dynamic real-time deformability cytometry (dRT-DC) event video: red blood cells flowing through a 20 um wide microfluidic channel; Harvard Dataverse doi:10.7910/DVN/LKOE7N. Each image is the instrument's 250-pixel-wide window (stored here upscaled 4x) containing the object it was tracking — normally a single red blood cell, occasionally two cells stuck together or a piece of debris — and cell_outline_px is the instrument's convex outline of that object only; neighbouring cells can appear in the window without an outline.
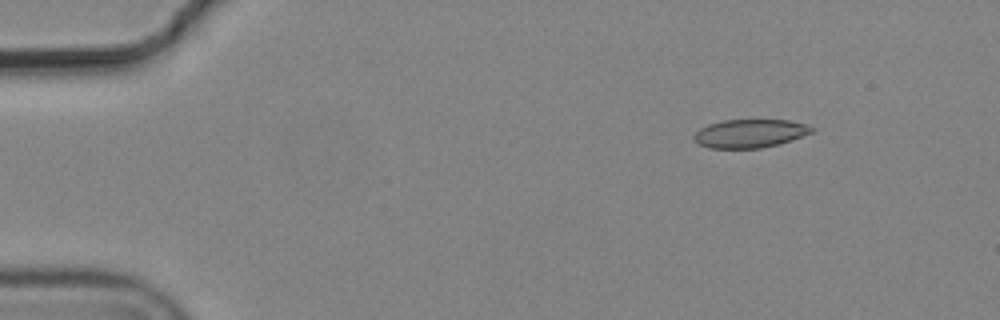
{"species": "common noctule bat (a hibernating species)", "species_latin": "Nyctalus noctula", "temperature_condition": "cold", "stored_images_in_passage": 4, "camera_frame_rate_fps": 3000, "um_per_image_px": 0.085, "animal": {"sex": "male", "body_mass_g": 19.2, "forearm_length_mm": 51.8}, "frame": {"image": 1, "passage_image": 2, "time_ms": 0.333, "image_size_px": [1000, 320], "cell_outline_px": [[816, 128], [812, 132], [792, 140], [760, 148], [708, 148], [700, 144], [692, 136], [700, 128], [708, 124], [724, 120], [788, 120], [808, 124]], "centroid_in_image_um": [63.76, 11.33], "position_along_channel_um": 21.2, "area_um2": 19.42}}